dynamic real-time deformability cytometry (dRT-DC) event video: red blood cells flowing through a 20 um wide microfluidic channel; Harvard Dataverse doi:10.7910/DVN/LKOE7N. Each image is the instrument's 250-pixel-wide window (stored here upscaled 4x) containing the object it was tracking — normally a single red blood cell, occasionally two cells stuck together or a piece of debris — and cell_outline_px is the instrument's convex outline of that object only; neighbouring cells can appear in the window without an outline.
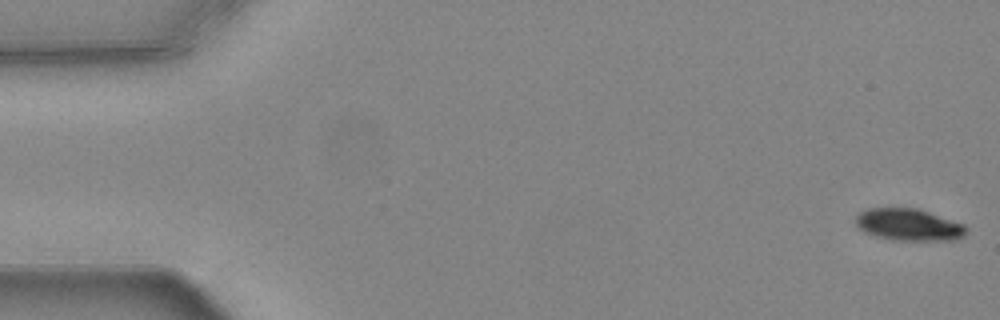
{"species": "common noctule bat (a hibernating species)", "species_latin": "Nyctalus noctula", "temperature_condition": "warm", "stored_images_in_passage": 55, "camera_frame_rate_fps": 3000, "um_per_image_px": 0.085, "animal": {"sex": "female", "body_mass_g": 24.6, "forearm_length_mm": 56.2}, "frame": {"image": 1, "passage_image": 1, "time_ms": 0.0, "image_size_px": [1000, 320], "cell_outline_px": [[968, 232], [964, 236], [956, 240], [892, 240], [876, 236], [864, 232], [856, 228], [856, 216], [860, 212], [868, 208], [920, 208], [964, 224], [968, 228]], "centroid_in_image_um": [77.26, 19.1], "position_along_channel_um": 7.7, "area_um2": 20.92}}
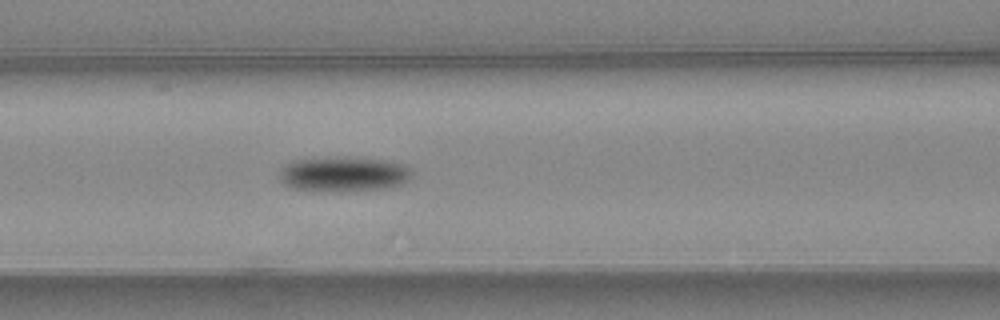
{"frame": {"image": 2, "passage_image": 23, "time_ms": 7.333, "image_size_px": [1000, 320], "cell_outline_px": [[412, 176], [408, 180], [400, 184], [384, 188], [344, 192], [324, 192], [292, 188], [284, 184], [280, 180], [280, 172], [288, 164], [296, 160], [384, 160], [400, 164], [408, 168], [412, 172]], "centroid_in_image_um": [29.2, 14.88], "position_along_channel_um": 137.4, "area_um2": 25.72}}
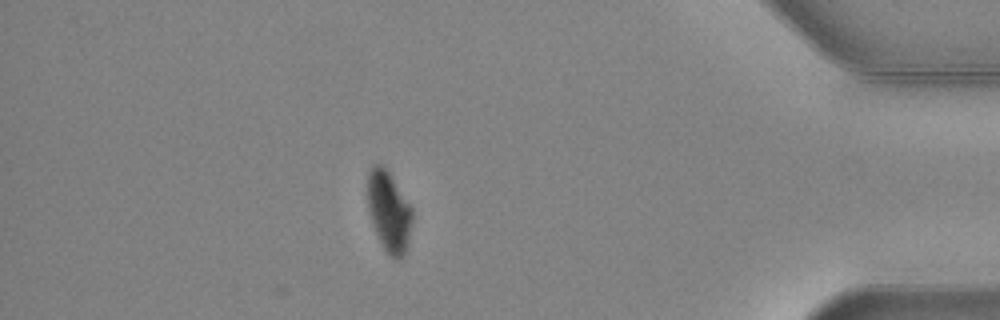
{"frame": {"image": 3, "passage_image": 48, "time_ms": 15.667, "image_size_px": [1000, 320], "cell_outline_px": [[412, 220], [408, 244], [404, 256], [400, 260], [396, 260], [388, 256], [372, 224], [368, 208], [368, 172], [372, 164], [380, 164], [388, 172], [412, 208]], "centroid_in_image_um": [33.06, 18.03], "position_along_channel_um": 402.1, "area_um2": 20.81}, "authors_computed_cell_mechanics": {"area_um2": 23.5246, "velocity_mm_per_s": 3.7318, "shape_relaxation_time_tau1_ms": 2.3399, "shape_relaxation_time_tau2_ms": null, "deformation_change_tau1": 0.1238, "deformation_change_tau2": null}}